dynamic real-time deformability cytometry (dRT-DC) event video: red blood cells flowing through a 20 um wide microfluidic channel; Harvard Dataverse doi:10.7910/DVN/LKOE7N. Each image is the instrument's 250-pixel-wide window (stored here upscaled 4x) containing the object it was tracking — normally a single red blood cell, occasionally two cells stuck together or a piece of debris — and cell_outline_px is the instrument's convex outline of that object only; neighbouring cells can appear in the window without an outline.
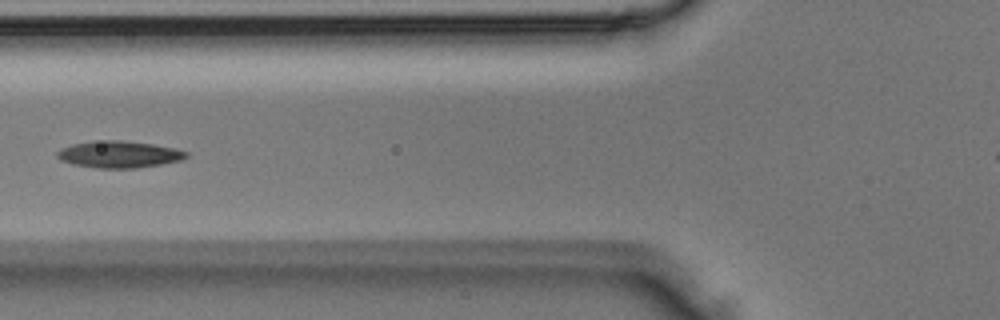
{"species": "Egyptian fruit bat (a non-hibernating species)", "species_latin": "Rousettus aegyptiacus", "temperature_condition": "room temperature", "stored_images_in_passage": 3, "camera_frame_rate_fps": 3000, "um_per_image_px": 0.085, "animal": {"sex": "male"}, "frame": {"image": 1, "passage_image": 3, "time_ms": 0.667, "image_size_px": [1000, 320], "cell_outline_px": [[188, 156], [180, 160], [160, 164], [136, 168], [96, 168], [72, 164], [60, 160], [56, 156], [56, 152], [60, 148], [72, 144], [92, 140], [120, 140], [152, 144], [176, 148], [188, 152]], "centroid_in_image_um": [10.07, 13.11], "position_along_channel_um": 115.7, "area_um2": 20.29}}